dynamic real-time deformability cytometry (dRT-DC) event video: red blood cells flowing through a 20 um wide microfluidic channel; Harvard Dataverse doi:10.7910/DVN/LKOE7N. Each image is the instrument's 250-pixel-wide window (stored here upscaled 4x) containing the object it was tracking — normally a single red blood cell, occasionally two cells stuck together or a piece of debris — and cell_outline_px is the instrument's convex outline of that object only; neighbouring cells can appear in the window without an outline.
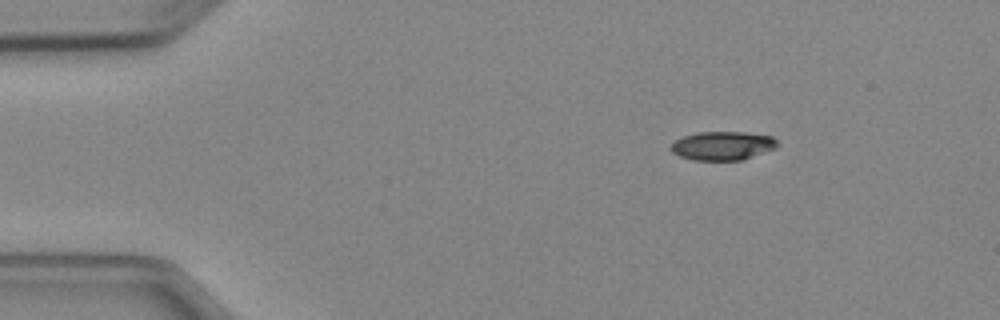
{"species": "Egyptian fruit bat (a non-hibernating species)", "species_latin": "Rousettus aegyptiacus", "temperature_condition": "cold", "stored_images_in_passage": 4, "camera_frame_rate_fps": 3000, "um_per_image_px": 0.085, "animal": {"sex": "female"}, "frame": {"image": 1, "passage_image": 2, "time_ms": 1.333, "image_size_px": [1000, 320], "cell_outline_px": [[780, 144], [776, 148], [744, 160], [692, 160], [680, 156], [672, 152], [672, 144], [676, 140], [684, 136], [696, 132], [744, 132], [772, 136]], "centroid_in_image_um": [61.47, 12.39], "position_along_channel_um": 23.5, "area_um2": 17.86}}